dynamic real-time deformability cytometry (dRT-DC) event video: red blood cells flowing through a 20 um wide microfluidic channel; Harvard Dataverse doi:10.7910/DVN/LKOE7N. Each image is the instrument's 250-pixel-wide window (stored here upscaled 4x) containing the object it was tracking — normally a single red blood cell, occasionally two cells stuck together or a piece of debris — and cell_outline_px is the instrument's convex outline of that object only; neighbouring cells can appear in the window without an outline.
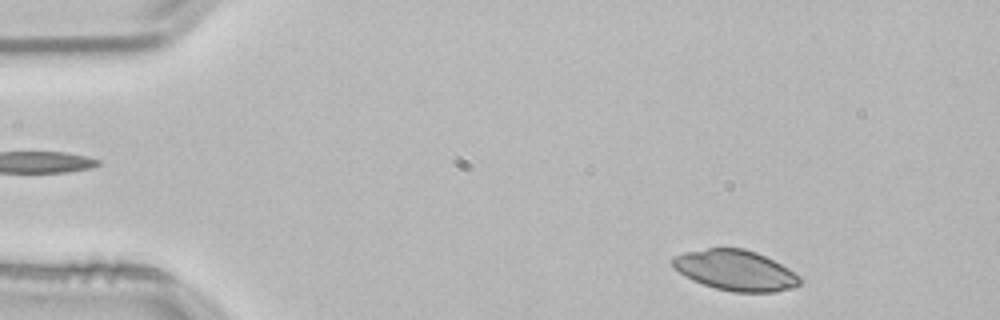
{"species": "common noctule bat (a hibernating species)", "species_latin": "Nyctalus noctula", "temperature_condition": "room temperature", "stored_images_in_passage": 49, "camera_frame_rate_fps": 3000, "um_per_image_px": 0.085, "animal": {"sex": "male", "body_mass_g": 21.5, "forearm_length_mm": 52.0}, "frame": {"image": 1, "passage_image": 2, "time_ms": 0.333, "image_size_px": [1000, 320], "cell_outline_px": [[800, 284], [792, 288], [776, 292], [732, 292], [716, 288], [692, 280], [684, 276], [672, 268], [672, 256], [684, 252], [708, 248], [744, 248], [756, 252], [788, 268], [800, 276]], "centroid_in_image_um": [62.48, 22.98], "position_along_channel_um": 22.5, "area_um2": 30.06}}
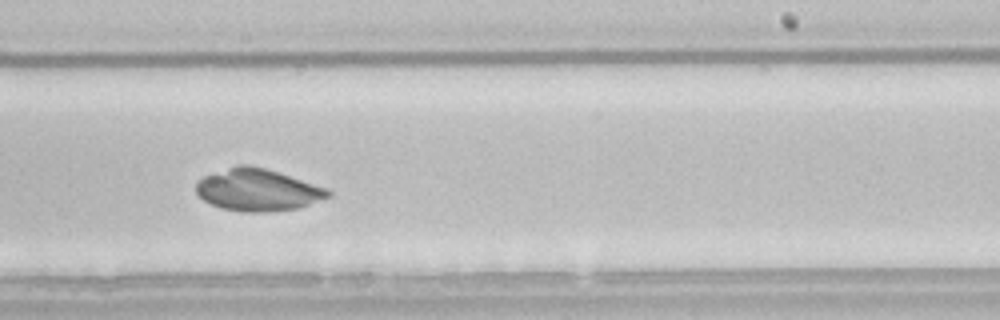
{"frame": {"image": 2, "passage_image": 28, "time_ms": 9.0, "image_size_px": [1000, 320], "cell_outline_px": [[332, 196], [300, 208], [268, 212], [244, 212], [220, 208], [204, 200], [196, 192], [196, 180], [204, 176], [236, 164], [248, 164], [280, 172], [328, 188], [332, 192]], "centroid_in_image_um": [21.93, 16.14], "position_along_channel_um": 267.1, "area_um2": 32.77}}
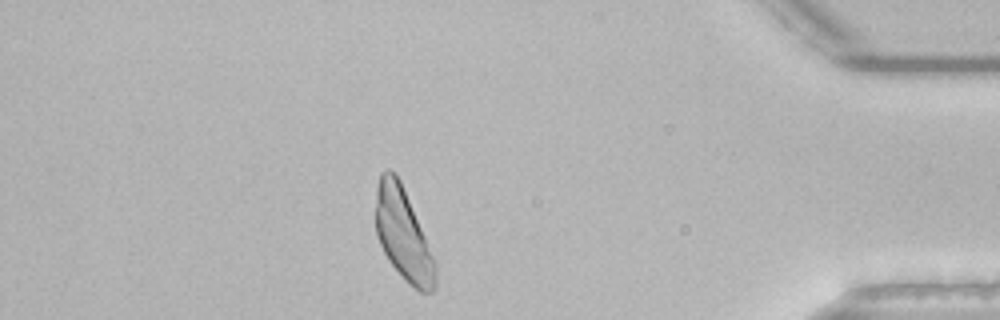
{"frame": {"image": 3, "passage_image": 42, "time_ms": 13.667, "image_size_px": [1000, 320], "cell_outline_px": [[436, 288], [432, 292], [420, 292], [408, 284], [388, 260], [376, 236], [376, 188], [380, 172], [388, 168], [400, 180], [436, 264]], "centroid_in_image_um": [34.25, 19.95], "position_along_channel_um": 401.0, "area_um2": 31.62}}